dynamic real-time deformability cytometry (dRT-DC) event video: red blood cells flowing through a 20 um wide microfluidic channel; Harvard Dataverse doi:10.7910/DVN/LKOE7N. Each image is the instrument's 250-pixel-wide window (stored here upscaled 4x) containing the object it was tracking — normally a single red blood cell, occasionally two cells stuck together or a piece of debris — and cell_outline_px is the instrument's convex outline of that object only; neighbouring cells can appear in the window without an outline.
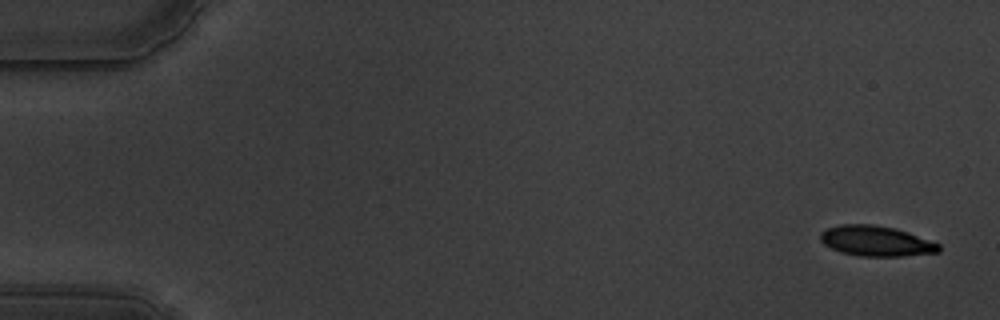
{"species": "common noctule bat (a hibernating species)", "species_latin": "Nyctalus noctula", "temperature_condition": "warm", "stored_images_in_passage": 57, "camera_frame_rate_fps": 3000, "um_per_image_px": 0.085, "animal": {"sex": "male", "body_mass_g": 19.5, "forearm_length_mm": 54.6}, "frame": {"image": 1, "passage_image": 1, "time_ms": 0.0, "image_size_px": [1000, 320], "cell_outline_px": [[940, 252], [904, 256], [860, 256], [840, 252], [824, 244], [820, 240], [820, 232], [828, 228], [840, 224], [872, 224], [896, 228], [908, 232], [940, 244]], "centroid_in_image_um": [74.46, 20.48], "position_along_channel_um": 10.5, "area_um2": 20.98}}
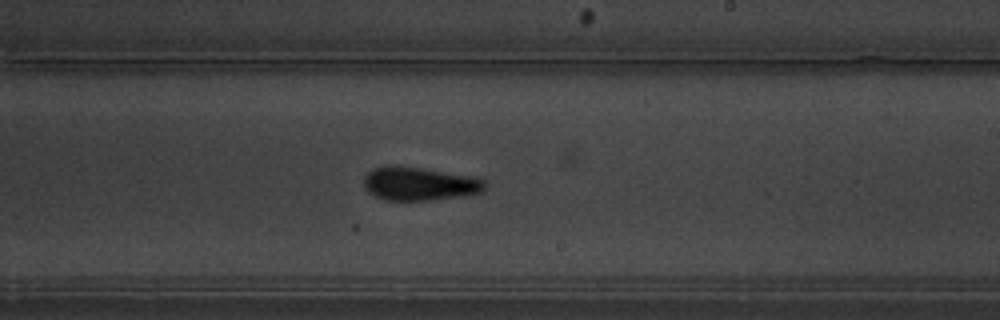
{"frame": {"image": 2, "passage_image": 34, "time_ms": 11.0, "image_size_px": [1000, 320], "cell_outline_px": [[484, 188], [480, 192], [460, 196], [432, 200], [384, 200], [368, 192], [364, 188], [364, 176], [372, 168], [384, 164], [392, 164], [420, 168], [468, 176], [484, 180]], "centroid_in_image_um": [35.53, 15.61], "position_along_channel_um": 253.5, "area_um2": 23.47}}
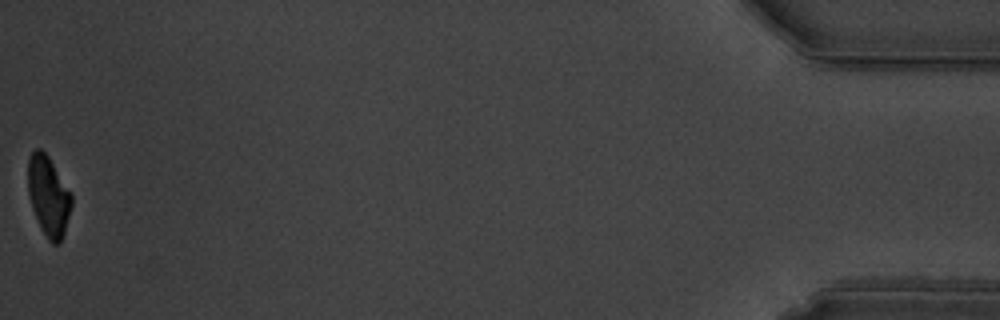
{"frame": {"image": 3, "passage_image": 57, "time_ms": 18.667, "image_size_px": [1000, 320], "cell_outline_px": [[72, 204], [64, 232], [60, 244], [52, 244], [48, 240], [40, 228], [32, 208], [28, 192], [28, 160], [32, 152], [36, 148], [40, 148], [48, 156], [72, 192]], "centroid_in_image_um": [4.13, 16.67], "position_along_channel_um": 431.1, "area_um2": 20.4}, "authors_computed_cell_mechanics": {"area_um2": 22.5998, "velocity_mm_per_s": 3.5261, "shape_relaxation_time_tau1_ms": 4.288, "shape_relaxation_time_tau2_ms": 3.1808, "deformation_change_tau1": 0.1728, "deformation_change_tau2": 0.1043}}